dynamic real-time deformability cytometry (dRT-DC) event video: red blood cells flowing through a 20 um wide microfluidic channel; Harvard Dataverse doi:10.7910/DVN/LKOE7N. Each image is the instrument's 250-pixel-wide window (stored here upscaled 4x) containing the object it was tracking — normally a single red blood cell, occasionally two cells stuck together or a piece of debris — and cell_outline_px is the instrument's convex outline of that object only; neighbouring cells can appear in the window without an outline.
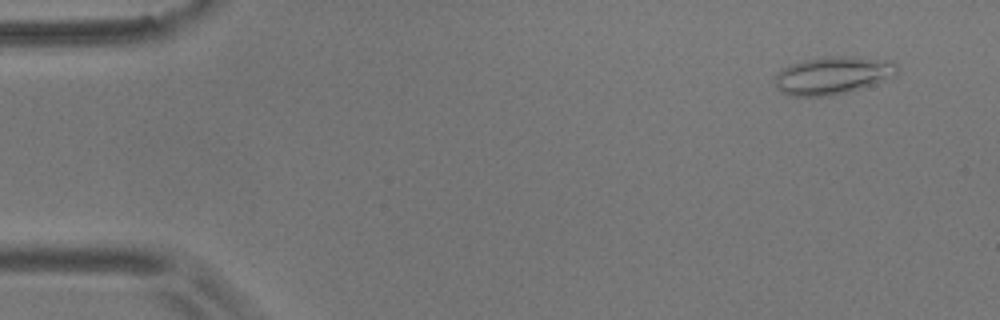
{"species": "common noctule bat (a hibernating species)", "species_latin": "Nyctalus noctula", "temperature_condition": "room temperature", "stored_images_in_passage": 55, "camera_frame_rate_fps": 3000, "um_per_image_px": 0.085, "animal": {"sex": "male", "body_mass_g": 17.9}, "frame": {"image": 1, "passage_image": 4, "time_ms": 1.0, "image_size_px": [1000, 320], "cell_outline_px": [[900, 68], [896, 76], [844, 92], [820, 96], [796, 96], [784, 92], [776, 88], [772, 80], [784, 68], [792, 64], [804, 60], [828, 56], [832, 56], [892, 60]], "centroid_in_image_um": [70.79, 6.39], "position_along_channel_um": 14.2, "area_um2": 26.24}}
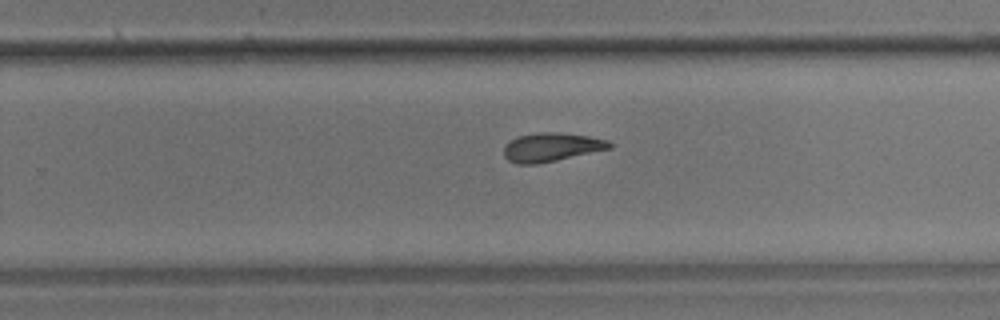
{"frame": {"image": 2, "passage_image": 35, "time_ms": 11.333, "image_size_px": [1000, 320], "cell_outline_px": [[612, 148], [556, 160], [536, 164], [516, 164], [508, 160], [504, 156], [504, 148], [516, 136], [540, 132], [560, 132], [588, 136], [608, 140], [612, 144]], "centroid_in_image_um": [46.87, 12.5], "position_along_channel_um": 282.9, "area_um2": 17.57}}
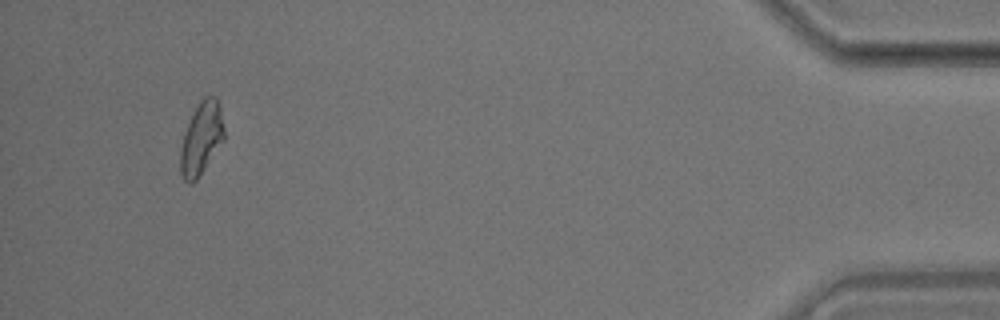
{"frame": {"image": 3, "passage_image": 52, "time_ms": 17.0, "image_size_px": [1000, 320], "cell_outline_px": [[224, 140], [200, 176], [192, 184], [188, 184], [184, 180], [180, 172], [180, 148], [184, 132], [200, 100], [204, 96], [216, 96], [220, 108], [224, 128]], "centroid_in_image_um": [17.11, 11.81], "position_along_channel_um": 418.1, "area_um2": 18.5}, "authors_computed_cell_mechanics": {"area_um2": 18.3226, "velocity_mm_per_s": 3.6411, "shape_relaxation_time_tau1_ms": null, "shape_relaxation_time_tau2_ms": 3.944, "deformation_change_tau1": null, "deformation_change_tau2": 0.1195}}